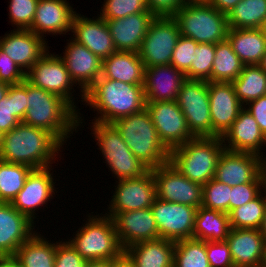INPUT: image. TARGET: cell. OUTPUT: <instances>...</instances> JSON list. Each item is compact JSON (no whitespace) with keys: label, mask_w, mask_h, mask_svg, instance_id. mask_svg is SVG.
<instances>
[{"label":"cell","mask_w":266,"mask_h":267,"mask_svg":"<svg viewBox=\"0 0 266 267\" xmlns=\"http://www.w3.org/2000/svg\"><path fill=\"white\" fill-rule=\"evenodd\" d=\"M173 267H210L206 241L191 238L175 242Z\"/></svg>","instance_id":"cell-39"},{"label":"cell","mask_w":266,"mask_h":267,"mask_svg":"<svg viewBox=\"0 0 266 267\" xmlns=\"http://www.w3.org/2000/svg\"><path fill=\"white\" fill-rule=\"evenodd\" d=\"M34 222L10 203L0 202V256H14L33 234ZM33 231V232H32Z\"/></svg>","instance_id":"cell-24"},{"label":"cell","mask_w":266,"mask_h":267,"mask_svg":"<svg viewBox=\"0 0 266 267\" xmlns=\"http://www.w3.org/2000/svg\"><path fill=\"white\" fill-rule=\"evenodd\" d=\"M229 216L200 206L195 216L193 238L201 241H226L230 231Z\"/></svg>","instance_id":"cell-33"},{"label":"cell","mask_w":266,"mask_h":267,"mask_svg":"<svg viewBox=\"0 0 266 267\" xmlns=\"http://www.w3.org/2000/svg\"><path fill=\"white\" fill-rule=\"evenodd\" d=\"M179 37L180 30L173 17H155L138 51L144 67L170 64Z\"/></svg>","instance_id":"cell-10"},{"label":"cell","mask_w":266,"mask_h":267,"mask_svg":"<svg viewBox=\"0 0 266 267\" xmlns=\"http://www.w3.org/2000/svg\"><path fill=\"white\" fill-rule=\"evenodd\" d=\"M239 1L241 0H209L208 2L218 11L228 15Z\"/></svg>","instance_id":"cell-53"},{"label":"cell","mask_w":266,"mask_h":267,"mask_svg":"<svg viewBox=\"0 0 266 267\" xmlns=\"http://www.w3.org/2000/svg\"><path fill=\"white\" fill-rule=\"evenodd\" d=\"M0 267H18V264L13 256H0Z\"/></svg>","instance_id":"cell-55"},{"label":"cell","mask_w":266,"mask_h":267,"mask_svg":"<svg viewBox=\"0 0 266 267\" xmlns=\"http://www.w3.org/2000/svg\"><path fill=\"white\" fill-rule=\"evenodd\" d=\"M259 30L262 33V36L264 37L266 41V18L263 20V23L260 25Z\"/></svg>","instance_id":"cell-60"},{"label":"cell","mask_w":266,"mask_h":267,"mask_svg":"<svg viewBox=\"0 0 266 267\" xmlns=\"http://www.w3.org/2000/svg\"><path fill=\"white\" fill-rule=\"evenodd\" d=\"M51 166L41 169H33L15 198L10 203L20 213L27 216L32 222L35 219V210L47 204L56 191L54 188L53 174L50 173Z\"/></svg>","instance_id":"cell-19"},{"label":"cell","mask_w":266,"mask_h":267,"mask_svg":"<svg viewBox=\"0 0 266 267\" xmlns=\"http://www.w3.org/2000/svg\"><path fill=\"white\" fill-rule=\"evenodd\" d=\"M259 66L266 72V52L262 57V60L259 64Z\"/></svg>","instance_id":"cell-62"},{"label":"cell","mask_w":266,"mask_h":267,"mask_svg":"<svg viewBox=\"0 0 266 267\" xmlns=\"http://www.w3.org/2000/svg\"><path fill=\"white\" fill-rule=\"evenodd\" d=\"M249 107L246 108L250 114L255 118L261 131L266 136V95L259 97L258 99L249 102Z\"/></svg>","instance_id":"cell-52"},{"label":"cell","mask_w":266,"mask_h":267,"mask_svg":"<svg viewBox=\"0 0 266 267\" xmlns=\"http://www.w3.org/2000/svg\"><path fill=\"white\" fill-rule=\"evenodd\" d=\"M71 31L75 37L73 40L87 47L102 60L117 51L107 23L100 16L89 19L76 13Z\"/></svg>","instance_id":"cell-25"},{"label":"cell","mask_w":266,"mask_h":267,"mask_svg":"<svg viewBox=\"0 0 266 267\" xmlns=\"http://www.w3.org/2000/svg\"><path fill=\"white\" fill-rule=\"evenodd\" d=\"M90 217V218H89ZM89 219L69 243L87 261L119 260L124 256L113 219L106 214Z\"/></svg>","instance_id":"cell-7"},{"label":"cell","mask_w":266,"mask_h":267,"mask_svg":"<svg viewBox=\"0 0 266 267\" xmlns=\"http://www.w3.org/2000/svg\"><path fill=\"white\" fill-rule=\"evenodd\" d=\"M60 56L65 63L69 76L74 84L81 86V101L84 93L102 76L103 60L93 54L87 47L71 39ZM77 82V83H76Z\"/></svg>","instance_id":"cell-17"},{"label":"cell","mask_w":266,"mask_h":267,"mask_svg":"<svg viewBox=\"0 0 266 267\" xmlns=\"http://www.w3.org/2000/svg\"><path fill=\"white\" fill-rule=\"evenodd\" d=\"M117 260H94L88 261L87 267H113Z\"/></svg>","instance_id":"cell-54"},{"label":"cell","mask_w":266,"mask_h":267,"mask_svg":"<svg viewBox=\"0 0 266 267\" xmlns=\"http://www.w3.org/2000/svg\"><path fill=\"white\" fill-rule=\"evenodd\" d=\"M184 3V0H147L148 10L155 17H172Z\"/></svg>","instance_id":"cell-51"},{"label":"cell","mask_w":266,"mask_h":267,"mask_svg":"<svg viewBox=\"0 0 266 267\" xmlns=\"http://www.w3.org/2000/svg\"><path fill=\"white\" fill-rule=\"evenodd\" d=\"M8 94L11 96L14 105L15 117L22 122L27 111V80L16 85H10Z\"/></svg>","instance_id":"cell-49"},{"label":"cell","mask_w":266,"mask_h":267,"mask_svg":"<svg viewBox=\"0 0 266 267\" xmlns=\"http://www.w3.org/2000/svg\"><path fill=\"white\" fill-rule=\"evenodd\" d=\"M260 176L262 180V190L265 192L264 194L266 195V158L261 156V167H260Z\"/></svg>","instance_id":"cell-56"},{"label":"cell","mask_w":266,"mask_h":267,"mask_svg":"<svg viewBox=\"0 0 266 267\" xmlns=\"http://www.w3.org/2000/svg\"><path fill=\"white\" fill-rule=\"evenodd\" d=\"M62 145L52 133L20 122L2 134L0 160L32 169L46 168L52 166Z\"/></svg>","instance_id":"cell-1"},{"label":"cell","mask_w":266,"mask_h":267,"mask_svg":"<svg viewBox=\"0 0 266 267\" xmlns=\"http://www.w3.org/2000/svg\"><path fill=\"white\" fill-rule=\"evenodd\" d=\"M108 207L107 216L118 212L151 208L157 198L156 185L151 169L144 175L118 181Z\"/></svg>","instance_id":"cell-15"},{"label":"cell","mask_w":266,"mask_h":267,"mask_svg":"<svg viewBox=\"0 0 266 267\" xmlns=\"http://www.w3.org/2000/svg\"><path fill=\"white\" fill-rule=\"evenodd\" d=\"M84 102L100 113L94 121L109 124L146 108L143 85L127 84L102 76L84 93Z\"/></svg>","instance_id":"cell-3"},{"label":"cell","mask_w":266,"mask_h":267,"mask_svg":"<svg viewBox=\"0 0 266 267\" xmlns=\"http://www.w3.org/2000/svg\"><path fill=\"white\" fill-rule=\"evenodd\" d=\"M113 267H134L128 259L123 256L121 259L117 260L114 264Z\"/></svg>","instance_id":"cell-57"},{"label":"cell","mask_w":266,"mask_h":267,"mask_svg":"<svg viewBox=\"0 0 266 267\" xmlns=\"http://www.w3.org/2000/svg\"><path fill=\"white\" fill-rule=\"evenodd\" d=\"M208 81L187 79L176 98L194 137H212Z\"/></svg>","instance_id":"cell-9"},{"label":"cell","mask_w":266,"mask_h":267,"mask_svg":"<svg viewBox=\"0 0 266 267\" xmlns=\"http://www.w3.org/2000/svg\"><path fill=\"white\" fill-rule=\"evenodd\" d=\"M221 138L227 150L264 156L260 149L261 146L266 144V136L261 131L255 118L245 107L239 112L237 119Z\"/></svg>","instance_id":"cell-23"},{"label":"cell","mask_w":266,"mask_h":267,"mask_svg":"<svg viewBox=\"0 0 266 267\" xmlns=\"http://www.w3.org/2000/svg\"><path fill=\"white\" fill-rule=\"evenodd\" d=\"M226 242L234 267H260L265 243L260 229L231 228Z\"/></svg>","instance_id":"cell-28"},{"label":"cell","mask_w":266,"mask_h":267,"mask_svg":"<svg viewBox=\"0 0 266 267\" xmlns=\"http://www.w3.org/2000/svg\"><path fill=\"white\" fill-rule=\"evenodd\" d=\"M260 167L261 156L224 149L218 160L214 179L229 186L262 181Z\"/></svg>","instance_id":"cell-18"},{"label":"cell","mask_w":266,"mask_h":267,"mask_svg":"<svg viewBox=\"0 0 266 267\" xmlns=\"http://www.w3.org/2000/svg\"><path fill=\"white\" fill-rule=\"evenodd\" d=\"M244 64L232 49L228 40L216 44L211 70V82H233L243 70Z\"/></svg>","instance_id":"cell-35"},{"label":"cell","mask_w":266,"mask_h":267,"mask_svg":"<svg viewBox=\"0 0 266 267\" xmlns=\"http://www.w3.org/2000/svg\"><path fill=\"white\" fill-rule=\"evenodd\" d=\"M134 156L150 169L169 162L170 151L160 141L149 111L144 108L112 123Z\"/></svg>","instance_id":"cell-4"},{"label":"cell","mask_w":266,"mask_h":267,"mask_svg":"<svg viewBox=\"0 0 266 267\" xmlns=\"http://www.w3.org/2000/svg\"><path fill=\"white\" fill-rule=\"evenodd\" d=\"M266 18V0H241L228 13V28L259 29Z\"/></svg>","instance_id":"cell-36"},{"label":"cell","mask_w":266,"mask_h":267,"mask_svg":"<svg viewBox=\"0 0 266 267\" xmlns=\"http://www.w3.org/2000/svg\"><path fill=\"white\" fill-rule=\"evenodd\" d=\"M14 30L0 38V49L27 73L48 51L49 46L44 38L30 30Z\"/></svg>","instance_id":"cell-20"},{"label":"cell","mask_w":266,"mask_h":267,"mask_svg":"<svg viewBox=\"0 0 266 267\" xmlns=\"http://www.w3.org/2000/svg\"><path fill=\"white\" fill-rule=\"evenodd\" d=\"M9 84L0 82V101L8 94Z\"/></svg>","instance_id":"cell-58"},{"label":"cell","mask_w":266,"mask_h":267,"mask_svg":"<svg viewBox=\"0 0 266 267\" xmlns=\"http://www.w3.org/2000/svg\"><path fill=\"white\" fill-rule=\"evenodd\" d=\"M216 44H198L190 69L185 73L189 80H204L211 82V70L215 57Z\"/></svg>","instance_id":"cell-40"},{"label":"cell","mask_w":266,"mask_h":267,"mask_svg":"<svg viewBox=\"0 0 266 267\" xmlns=\"http://www.w3.org/2000/svg\"><path fill=\"white\" fill-rule=\"evenodd\" d=\"M26 80L32 85L42 88L64 99L76 112L72 86L74 82L69 76L65 63L60 55L46 52L26 73Z\"/></svg>","instance_id":"cell-11"},{"label":"cell","mask_w":266,"mask_h":267,"mask_svg":"<svg viewBox=\"0 0 266 267\" xmlns=\"http://www.w3.org/2000/svg\"><path fill=\"white\" fill-rule=\"evenodd\" d=\"M260 267H266V241L264 243L263 257Z\"/></svg>","instance_id":"cell-61"},{"label":"cell","mask_w":266,"mask_h":267,"mask_svg":"<svg viewBox=\"0 0 266 267\" xmlns=\"http://www.w3.org/2000/svg\"><path fill=\"white\" fill-rule=\"evenodd\" d=\"M224 149L221 137H194L172 149L169 162L189 180L204 185L214 178Z\"/></svg>","instance_id":"cell-5"},{"label":"cell","mask_w":266,"mask_h":267,"mask_svg":"<svg viewBox=\"0 0 266 267\" xmlns=\"http://www.w3.org/2000/svg\"><path fill=\"white\" fill-rule=\"evenodd\" d=\"M157 198L196 207L202 205L203 185L181 174L170 162L151 169Z\"/></svg>","instance_id":"cell-13"},{"label":"cell","mask_w":266,"mask_h":267,"mask_svg":"<svg viewBox=\"0 0 266 267\" xmlns=\"http://www.w3.org/2000/svg\"><path fill=\"white\" fill-rule=\"evenodd\" d=\"M212 137H222L244 108L231 82L208 83Z\"/></svg>","instance_id":"cell-16"},{"label":"cell","mask_w":266,"mask_h":267,"mask_svg":"<svg viewBox=\"0 0 266 267\" xmlns=\"http://www.w3.org/2000/svg\"><path fill=\"white\" fill-rule=\"evenodd\" d=\"M197 45L198 43L193 39L180 35L172 53L170 64L176 69L186 73L193 62Z\"/></svg>","instance_id":"cell-44"},{"label":"cell","mask_w":266,"mask_h":267,"mask_svg":"<svg viewBox=\"0 0 266 267\" xmlns=\"http://www.w3.org/2000/svg\"><path fill=\"white\" fill-rule=\"evenodd\" d=\"M112 219L124 250L135 243L159 238L151 208L118 212Z\"/></svg>","instance_id":"cell-21"},{"label":"cell","mask_w":266,"mask_h":267,"mask_svg":"<svg viewBox=\"0 0 266 267\" xmlns=\"http://www.w3.org/2000/svg\"><path fill=\"white\" fill-rule=\"evenodd\" d=\"M151 211L159 238L173 242L193 238L196 207L156 198Z\"/></svg>","instance_id":"cell-12"},{"label":"cell","mask_w":266,"mask_h":267,"mask_svg":"<svg viewBox=\"0 0 266 267\" xmlns=\"http://www.w3.org/2000/svg\"><path fill=\"white\" fill-rule=\"evenodd\" d=\"M238 100L245 105L266 95V72L259 65H244L232 82Z\"/></svg>","instance_id":"cell-34"},{"label":"cell","mask_w":266,"mask_h":267,"mask_svg":"<svg viewBox=\"0 0 266 267\" xmlns=\"http://www.w3.org/2000/svg\"><path fill=\"white\" fill-rule=\"evenodd\" d=\"M185 2H208L209 0H184Z\"/></svg>","instance_id":"cell-63"},{"label":"cell","mask_w":266,"mask_h":267,"mask_svg":"<svg viewBox=\"0 0 266 267\" xmlns=\"http://www.w3.org/2000/svg\"><path fill=\"white\" fill-rule=\"evenodd\" d=\"M81 118L60 96L27 81V111L22 120L24 124L52 133L64 145L67 141L65 139L83 123Z\"/></svg>","instance_id":"cell-2"},{"label":"cell","mask_w":266,"mask_h":267,"mask_svg":"<svg viewBox=\"0 0 266 267\" xmlns=\"http://www.w3.org/2000/svg\"><path fill=\"white\" fill-rule=\"evenodd\" d=\"M206 254L210 267H234L230 248L226 241H206Z\"/></svg>","instance_id":"cell-47"},{"label":"cell","mask_w":266,"mask_h":267,"mask_svg":"<svg viewBox=\"0 0 266 267\" xmlns=\"http://www.w3.org/2000/svg\"><path fill=\"white\" fill-rule=\"evenodd\" d=\"M261 193L253 200L228 213L231 228L260 229L266 210V195Z\"/></svg>","instance_id":"cell-38"},{"label":"cell","mask_w":266,"mask_h":267,"mask_svg":"<svg viewBox=\"0 0 266 267\" xmlns=\"http://www.w3.org/2000/svg\"><path fill=\"white\" fill-rule=\"evenodd\" d=\"M260 232L262 236L264 237V240L266 241V210H265V215L263 217L262 225L260 227Z\"/></svg>","instance_id":"cell-59"},{"label":"cell","mask_w":266,"mask_h":267,"mask_svg":"<svg viewBox=\"0 0 266 267\" xmlns=\"http://www.w3.org/2000/svg\"><path fill=\"white\" fill-rule=\"evenodd\" d=\"M20 121L15 117L13 100L9 94H7L0 101V133L4 134L14 127H16Z\"/></svg>","instance_id":"cell-50"},{"label":"cell","mask_w":266,"mask_h":267,"mask_svg":"<svg viewBox=\"0 0 266 267\" xmlns=\"http://www.w3.org/2000/svg\"><path fill=\"white\" fill-rule=\"evenodd\" d=\"M76 12L66 0H39L31 27L28 29L44 38V33L66 34L71 31ZM65 32V33H64Z\"/></svg>","instance_id":"cell-26"},{"label":"cell","mask_w":266,"mask_h":267,"mask_svg":"<svg viewBox=\"0 0 266 267\" xmlns=\"http://www.w3.org/2000/svg\"><path fill=\"white\" fill-rule=\"evenodd\" d=\"M186 80L185 73L171 64L144 68L143 89L146 103L176 100Z\"/></svg>","instance_id":"cell-22"},{"label":"cell","mask_w":266,"mask_h":267,"mask_svg":"<svg viewBox=\"0 0 266 267\" xmlns=\"http://www.w3.org/2000/svg\"><path fill=\"white\" fill-rule=\"evenodd\" d=\"M92 131L109 168L118 180L140 177L150 168L136 158L113 124L92 122Z\"/></svg>","instance_id":"cell-8"},{"label":"cell","mask_w":266,"mask_h":267,"mask_svg":"<svg viewBox=\"0 0 266 267\" xmlns=\"http://www.w3.org/2000/svg\"><path fill=\"white\" fill-rule=\"evenodd\" d=\"M9 18L19 30H28L34 20L39 0H10Z\"/></svg>","instance_id":"cell-43"},{"label":"cell","mask_w":266,"mask_h":267,"mask_svg":"<svg viewBox=\"0 0 266 267\" xmlns=\"http://www.w3.org/2000/svg\"><path fill=\"white\" fill-rule=\"evenodd\" d=\"M87 264L88 261L85 260L68 241H56L54 267H87Z\"/></svg>","instance_id":"cell-46"},{"label":"cell","mask_w":266,"mask_h":267,"mask_svg":"<svg viewBox=\"0 0 266 267\" xmlns=\"http://www.w3.org/2000/svg\"><path fill=\"white\" fill-rule=\"evenodd\" d=\"M101 11L99 16L103 19H118L130 14L149 12L147 0H104Z\"/></svg>","instance_id":"cell-42"},{"label":"cell","mask_w":266,"mask_h":267,"mask_svg":"<svg viewBox=\"0 0 266 267\" xmlns=\"http://www.w3.org/2000/svg\"><path fill=\"white\" fill-rule=\"evenodd\" d=\"M262 181H251L249 183L232 186L230 191L229 212L246 204L256 198L262 190Z\"/></svg>","instance_id":"cell-45"},{"label":"cell","mask_w":266,"mask_h":267,"mask_svg":"<svg viewBox=\"0 0 266 267\" xmlns=\"http://www.w3.org/2000/svg\"><path fill=\"white\" fill-rule=\"evenodd\" d=\"M26 79V73L0 49V82L16 85Z\"/></svg>","instance_id":"cell-48"},{"label":"cell","mask_w":266,"mask_h":267,"mask_svg":"<svg viewBox=\"0 0 266 267\" xmlns=\"http://www.w3.org/2000/svg\"><path fill=\"white\" fill-rule=\"evenodd\" d=\"M32 170L31 167L23 164L7 163L0 160V202L11 203L24 187Z\"/></svg>","instance_id":"cell-37"},{"label":"cell","mask_w":266,"mask_h":267,"mask_svg":"<svg viewBox=\"0 0 266 267\" xmlns=\"http://www.w3.org/2000/svg\"><path fill=\"white\" fill-rule=\"evenodd\" d=\"M1 144H2V134L0 133V148H1Z\"/></svg>","instance_id":"cell-64"},{"label":"cell","mask_w":266,"mask_h":267,"mask_svg":"<svg viewBox=\"0 0 266 267\" xmlns=\"http://www.w3.org/2000/svg\"><path fill=\"white\" fill-rule=\"evenodd\" d=\"M226 39L244 65L260 64L266 52V41L259 29L229 28Z\"/></svg>","instance_id":"cell-31"},{"label":"cell","mask_w":266,"mask_h":267,"mask_svg":"<svg viewBox=\"0 0 266 267\" xmlns=\"http://www.w3.org/2000/svg\"><path fill=\"white\" fill-rule=\"evenodd\" d=\"M144 68L137 52L116 51L103 59L102 77L127 84L143 85Z\"/></svg>","instance_id":"cell-30"},{"label":"cell","mask_w":266,"mask_h":267,"mask_svg":"<svg viewBox=\"0 0 266 267\" xmlns=\"http://www.w3.org/2000/svg\"><path fill=\"white\" fill-rule=\"evenodd\" d=\"M232 186L212 178L203 185L202 207L229 213V198Z\"/></svg>","instance_id":"cell-41"},{"label":"cell","mask_w":266,"mask_h":267,"mask_svg":"<svg viewBox=\"0 0 266 267\" xmlns=\"http://www.w3.org/2000/svg\"><path fill=\"white\" fill-rule=\"evenodd\" d=\"M146 109L149 111L160 141L169 151L194 138L176 100L146 103Z\"/></svg>","instance_id":"cell-14"},{"label":"cell","mask_w":266,"mask_h":267,"mask_svg":"<svg viewBox=\"0 0 266 267\" xmlns=\"http://www.w3.org/2000/svg\"><path fill=\"white\" fill-rule=\"evenodd\" d=\"M175 242L158 238L135 243L124 250L134 267H173Z\"/></svg>","instance_id":"cell-29"},{"label":"cell","mask_w":266,"mask_h":267,"mask_svg":"<svg viewBox=\"0 0 266 267\" xmlns=\"http://www.w3.org/2000/svg\"><path fill=\"white\" fill-rule=\"evenodd\" d=\"M172 17L178 24L180 35L198 44H217L227 38V15L209 2H185Z\"/></svg>","instance_id":"cell-6"},{"label":"cell","mask_w":266,"mask_h":267,"mask_svg":"<svg viewBox=\"0 0 266 267\" xmlns=\"http://www.w3.org/2000/svg\"><path fill=\"white\" fill-rule=\"evenodd\" d=\"M38 233L26 240L13 256L18 267H54L56 243H49Z\"/></svg>","instance_id":"cell-32"},{"label":"cell","mask_w":266,"mask_h":267,"mask_svg":"<svg viewBox=\"0 0 266 267\" xmlns=\"http://www.w3.org/2000/svg\"><path fill=\"white\" fill-rule=\"evenodd\" d=\"M155 16L150 12L130 14L118 19H104L117 51L137 52Z\"/></svg>","instance_id":"cell-27"}]
</instances>
